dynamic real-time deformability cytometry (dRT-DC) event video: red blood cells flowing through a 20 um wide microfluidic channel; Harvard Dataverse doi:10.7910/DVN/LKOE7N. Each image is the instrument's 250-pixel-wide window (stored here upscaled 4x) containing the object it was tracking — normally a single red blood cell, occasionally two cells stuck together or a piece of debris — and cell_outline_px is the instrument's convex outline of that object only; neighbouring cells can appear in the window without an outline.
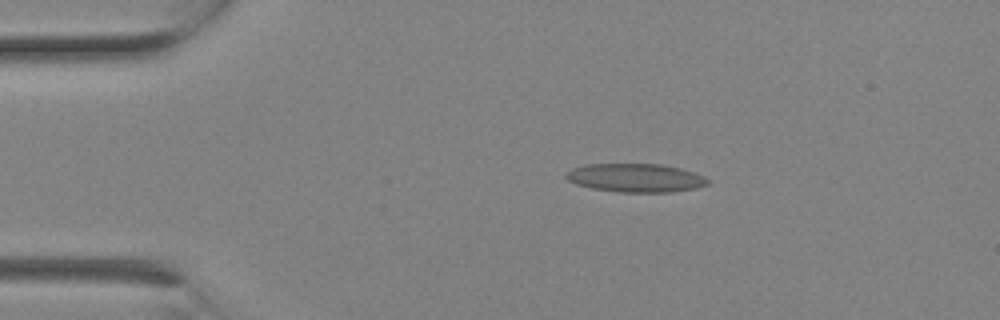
{"species": "Egyptian fruit bat (a non-hibernating species)", "species_latin": "Rousettus aegyptiacus", "temperature_condition": "room temperature", "stored_images_in_passage": 2, "camera_frame_rate_fps": 3000, "um_per_image_px": 0.085, "animal": {"sex": "female"}, "frame": {"image": 1, "passage_image": 1, "time_ms": 0.0, "image_size_px": [1000, 320], "cell_outline_px": [[708, 184], [696, 188], [668, 192], [620, 192], [592, 188], [576, 184], [568, 180], [564, 176], [572, 168], [588, 164], [660, 164], [680, 168], [704, 176], [708, 180]], "centroid_in_image_um": [54.01, 15.11], "position_along_channel_um": 31.0, "area_um2": 23.35}}
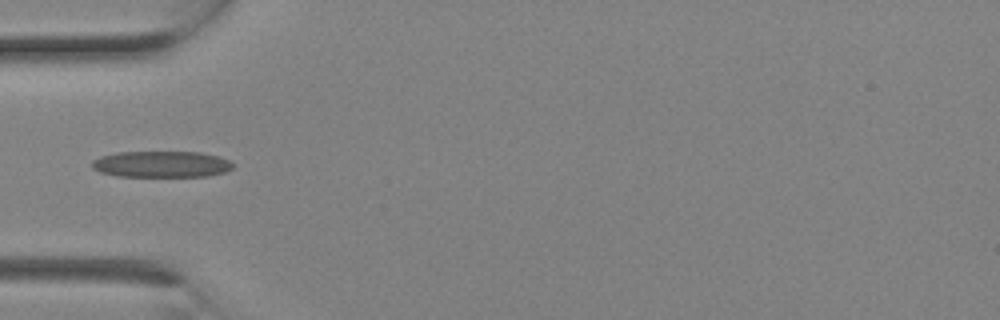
{"frame": {"image": 2, "passage_image": 2, "time_ms": 0.333, "image_size_px": [1000, 320], "cell_outline_px": [[232, 168], [224, 172], [208, 176], [116, 176], [100, 172], [92, 168], [92, 160], [100, 156], [116, 152], [200, 152], [216, 156], [228, 160], [232, 164]], "centroid_in_image_um": [13.67, 13.95], "position_along_channel_um": 71.3, "area_um2": 21.5}}